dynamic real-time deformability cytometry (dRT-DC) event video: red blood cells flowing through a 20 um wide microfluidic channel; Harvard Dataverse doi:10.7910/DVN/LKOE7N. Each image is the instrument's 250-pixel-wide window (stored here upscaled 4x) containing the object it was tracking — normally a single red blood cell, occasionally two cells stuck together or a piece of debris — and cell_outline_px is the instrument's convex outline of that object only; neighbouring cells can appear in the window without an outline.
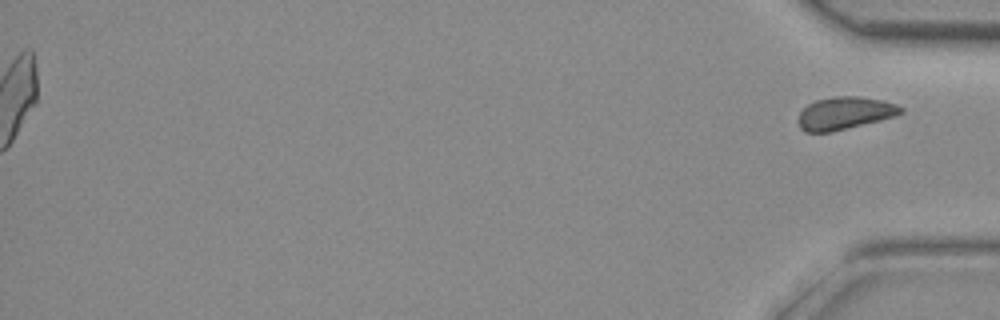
{"species": "common noctule bat (a hibernating species)", "species_latin": "Nyctalus noctula", "temperature_condition": "room temperature", "stored_images_in_passage": 28, "segment_of_instrument_passage": [2, 2], "camera_frame_rate_fps": 3000, "um_per_image_px": 0.085, "animal": {"sex": "female", "body_mass_g": 29.2, "forearm_length_mm": 56.3}, "frame": {"image": 1, "passage_image": 28, "time_ms": 9.0, "image_size_px": [1000, 320], "cell_outline_px": [[904, 112], [896, 116], [832, 132], [804, 132], [800, 128], [796, 120], [800, 112], [808, 104], [816, 100], [836, 96], [856, 96], [884, 100], [896, 104], [904, 108]], "centroid_in_image_um": [71.8, 9.62], "position_along_channel_um": 363.4, "area_um2": 19.65}}